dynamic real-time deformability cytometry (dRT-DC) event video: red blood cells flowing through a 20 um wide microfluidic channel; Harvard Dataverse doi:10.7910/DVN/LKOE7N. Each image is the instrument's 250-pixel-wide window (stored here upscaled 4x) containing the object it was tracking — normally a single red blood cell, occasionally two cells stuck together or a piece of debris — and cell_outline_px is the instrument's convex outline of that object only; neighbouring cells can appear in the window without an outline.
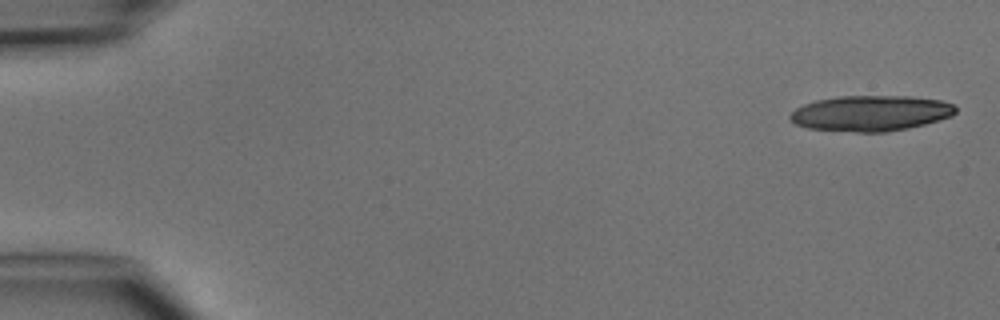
{"species": "common noctule bat (a hibernating species)", "species_latin": "Nyctalus noctula", "temperature_condition": "cold", "stored_images_in_passage": 3, "camera_frame_rate_fps": 3000, "um_per_image_px": 0.085, "animal": {"sex": "male", "body_mass_g": 15.6}, "frame": {"image": 1, "passage_image": 1, "time_ms": 0.0, "image_size_px": [1000, 320], "cell_outline_px": [[956, 112], [952, 116], [940, 120], [908, 128], [884, 132], [856, 132], [808, 128], [796, 124], [788, 116], [796, 108], [804, 104], [816, 100], [840, 96], [908, 96], [940, 100], [952, 104], [956, 108]], "centroid_in_image_um": [74.02, 9.62], "position_along_channel_um": 11.0, "area_um2": 34.22}}